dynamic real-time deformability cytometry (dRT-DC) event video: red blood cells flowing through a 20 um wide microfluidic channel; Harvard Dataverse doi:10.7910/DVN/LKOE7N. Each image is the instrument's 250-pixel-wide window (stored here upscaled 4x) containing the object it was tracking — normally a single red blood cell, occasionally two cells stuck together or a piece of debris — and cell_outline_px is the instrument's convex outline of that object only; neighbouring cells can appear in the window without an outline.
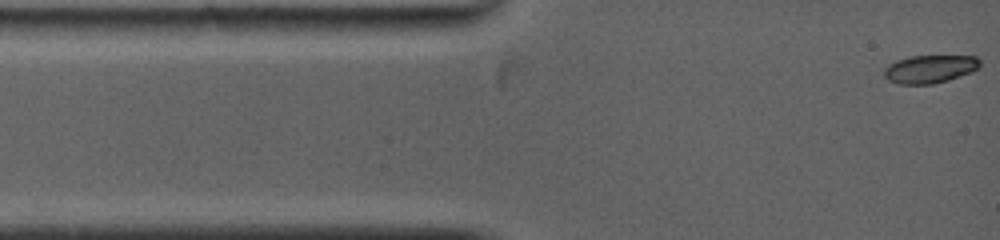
{"species": "common noctule bat (a hibernating species)", "species_latin": "Nyctalus noctula", "temperature_condition": "warm", "stored_images_in_passage": 72, "camera_frame_rate_fps": 5000, "um_per_image_px": 0.085, "animal": {"sex": "female", "body_mass_g": 19.0, "forearm_length_mm": 53.3}, "frame": {"image": 1, "passage_image": 1, "time_ms": 0.0, "image_size_px": [1000, 240], "cell_outline_px": [[980, 64], [972, 72], [948, 80], [932, 84], [900, 84], [888, 80], [884, 76], [884, 68], [888, 64], [896, 60], [912, 56], [976, 56], [980, 60]], "centroid_in_image_um": [79.01, 5.86], "position_along_channel_um": 6.0, "area_um2": 15.61}}
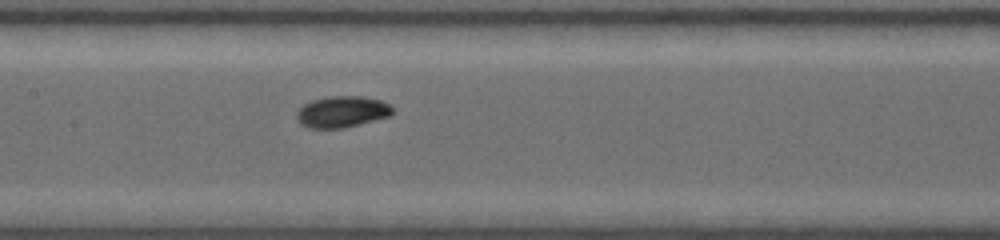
{"frame": {"image": 2, "passage_image": 31, "time_ms": 5.6, "image_size_px": [1000, 240], "cell_outline_px": [[396, 112], [388, 116], [344, 128], [308, 128], [300, 124], [296, 120], [296, 112], [304, 104], [312, 100], [328, 96], [360, 96], [380, 100], [396, 108]], "centroid_in_image_um": [29.06, 9.5], "position_along_channel_um": 178.3, "area_um2": 17.63}}
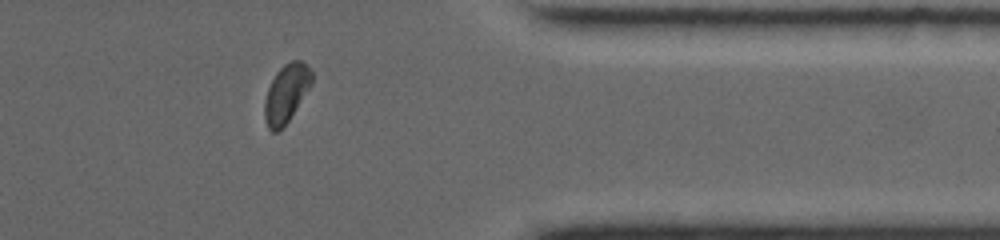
{"frame": {"image": 3, "passage_image": 61, "time_ms": 11.2, "image_size_px": [1000, 240], "cell_outline_px": [[312, 84], [288, 120], [276, 132], [272, 132], [268, 128], [264, 116], [264, 100], [268, 88], [276, 72], [284, 64], [292, 60], [300, 60], [308, 64], [312, 72]], "centroid_in_image_um": [24.33, 7.89], "position_along_channel_um": 387.1, "area_um2": 15.84}, "authors_computed_cell_mechanics": {"area_um2": 16.4152, "velocity_mm_per_s": 3.9786, "shape_relaxation_time_tau1_ms": 2.311, "shape_relaxation_time_tau2_ms": 11.3121, "deformation_change_tau1": 0.1219, "deformation_change_tau2": 0.1047}}